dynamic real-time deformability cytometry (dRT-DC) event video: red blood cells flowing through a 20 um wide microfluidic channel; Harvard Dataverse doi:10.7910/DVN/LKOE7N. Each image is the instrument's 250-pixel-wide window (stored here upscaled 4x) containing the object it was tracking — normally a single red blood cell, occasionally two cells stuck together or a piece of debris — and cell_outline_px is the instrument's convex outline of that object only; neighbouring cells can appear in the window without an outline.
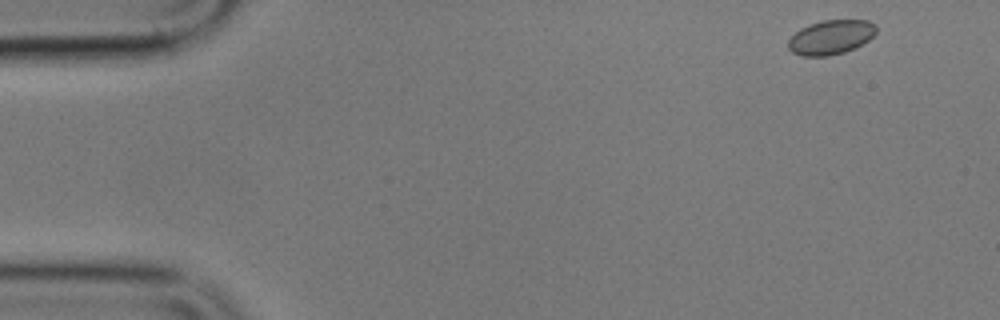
{"species": "common noctule bat (a hibernating species)", "species_latin": "Nyctalus noctula", "temperature_condition": "cold", "stored_images_in_passage": 55, "camera_frame_rate_fps": 3000, "um_per_image_px": 0.085, "animal": {"sex": "male", "body_mass_g": 17.9}, "frame": {"image": 1, "passage_image": 2, "time_ms": 0.333, "image_size_px": [1000, 320], "cell_outline_px": [[876, 32], [868, 40], [844, 52], [828, 56], [800, 56], [792, 52], [788, 48], [788, 40], [800, 28], [808, 24], [824, 20], [868, 20], [876, 24]], "centroid_in_image_um": [70.6, 3.16], "position_along_channel_um": 14.4, "area_um2": 17.57}}
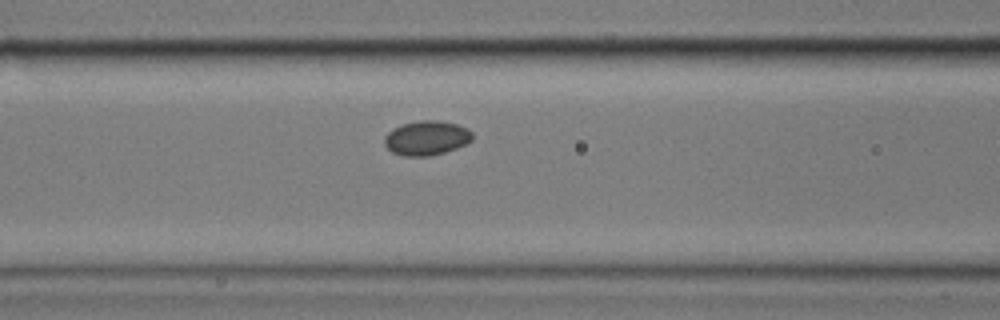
{"frame": {"image": 2, "passage_image": 21, "time_ms": 6.667, "image_size_px": [1000, 320], "cell_outline_px": [[472, 140], [456, 148], [432, 156], [404, 156], [392, 152], [384, 144], [384, 136], [392, 128], [400, 124], [420, 120], [440, 120], [456, 124], [468, 128], [472, 132]], "centroid_in_image_um": [36.23, 11.72], "position_along_channel_um": 130.4, "area_um2": 17.8}}
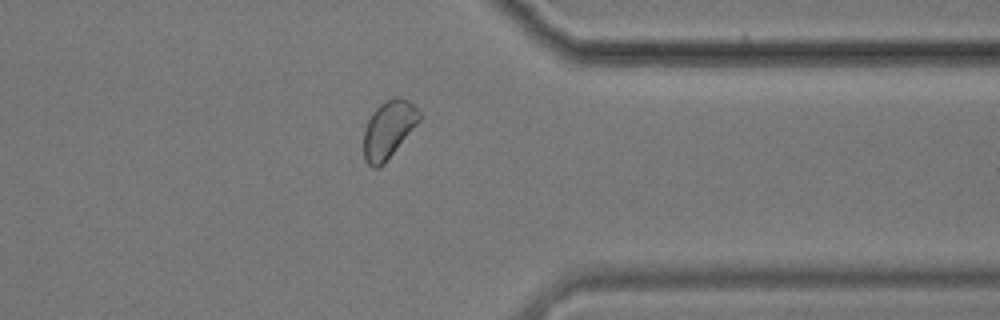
{"frame": {"image": 3, "passage_image": 43, "time_ms": 14.0, "image_size_px": [1000, 320], "cell_outline_px": [[420, 120], [384, 164], [376, 168], [372, 168], [364, 160], [364, 128], [372, 112], [380, 104], [392, 96], [400, 96], [408, 100], [420, 112]], "centroid_in_image_um": [33.01, 10.99], "position_along_channel_um": 378.4, "area_um2": 18.61}}